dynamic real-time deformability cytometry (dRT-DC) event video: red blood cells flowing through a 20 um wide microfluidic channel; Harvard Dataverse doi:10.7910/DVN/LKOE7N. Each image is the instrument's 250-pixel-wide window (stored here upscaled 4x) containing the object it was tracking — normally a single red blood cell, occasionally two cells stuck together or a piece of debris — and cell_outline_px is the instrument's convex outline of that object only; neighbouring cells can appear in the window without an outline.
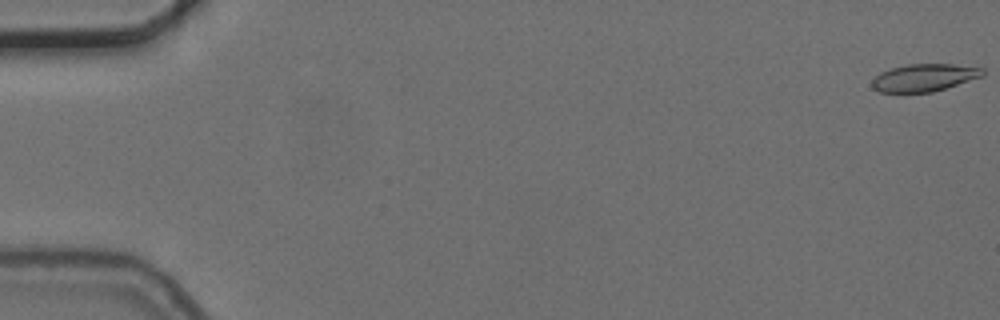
{"species": "common noctule bat (a hibernating species)", "species_latin": "Nyctalus noctula", "temperature_condition": "cold", "stored_images_in_passage": 10, "camera_frame_rate_fps": 3000, "um_per_image_px": 0.085, "animal": {"sex": "female", "body_mass_g": 24.6, "forearm_length_mm": 56.2}, "frame": {"image": 1, "passage_image": 1, "time_ms": 0.0, "image_size_px": [1000, 320], "cell_outline_px": [[984, 76], [932, 92], [880, 92], [872, 88], [872, 80], [880, 72], [892, 68], [908, 64], [952, 64], [984, 68]], "centroid_in_image_um": [78.56, 6.59], "position_along_channel_um": 6.4, "area_um2": 17.63}}
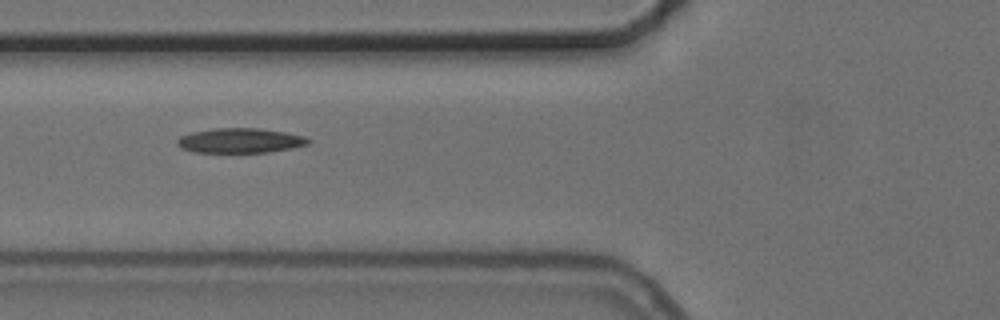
{"frame": {"image": 2, "passage_image": 7, "time_ms": 7.0, "image_size_px": [1000, 320], "cell_outline_px": [[312, 140], [308, 144], [292, 148], [268, 152], [196, 152], [180, 148], [176, 144], [176, 140], [180, 136], [192, 132], [212, 128], [260, 128], [284, 132], [304, 136]], "centroid_in_image_um": [20.39, 11.94], "position_along_channel_um": 105.4, "area_um2": 18.96}}
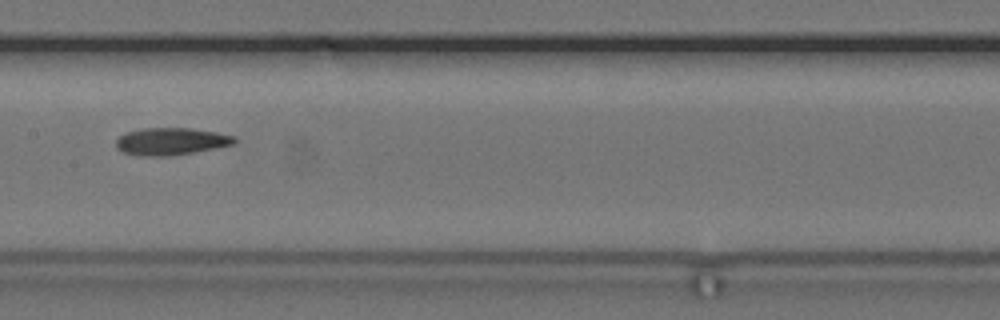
{"frame": {"image": 3, "passage_image": 9, "time_ms": 9.333, "image_size_px": [1000, 320], "cell_outline_px": [[236, 144], [216, 148], [168, 156], [136, 156], [124, 152], [116, 148], [116, 140], [124, 132], [144, 128], [192, 128], [216, 132], [236, 136]], "centroid_in_image_um": [14.54, 12.01], "position_along_channel_um": 192.9, "area_um2": 18.96}}